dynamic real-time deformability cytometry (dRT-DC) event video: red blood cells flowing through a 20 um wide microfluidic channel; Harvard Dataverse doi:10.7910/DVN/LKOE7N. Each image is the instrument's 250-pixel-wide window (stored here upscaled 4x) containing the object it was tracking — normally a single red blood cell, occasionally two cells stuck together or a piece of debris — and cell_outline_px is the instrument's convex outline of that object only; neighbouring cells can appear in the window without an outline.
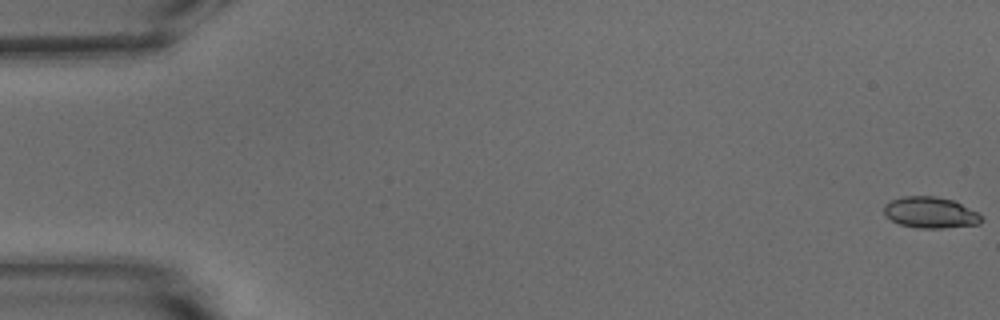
{"species": "common noctule bat (a hibernating species)", "species_latin": "Nyctalus noctula", "temperature_condition": "warm", "stored_images_in_passage": 56, "segment_of_instrument_passage": [1, 2], "camera_frame_rate_fps": 3000, "um_per_image_px": 0.085, "animal": {"sex": "male", "body_mass_g": 15.6}, "frame": {"image": 1, "passage_image": 1, "time_ms": 0.0, "image_size_px": [1000, 320], "cell_outline_px": [[984, 220], [980, 224], [940, 228], [916, 228], [900, 224], [884, 216], [884, 204], [892, 200], [904, 196], [936, 196], [952, 200], [976, 212]], "centroid_in_image_um": [79.05, 18.07], "position_along_channel_um": 6.0, "area_um2": 17.57}}
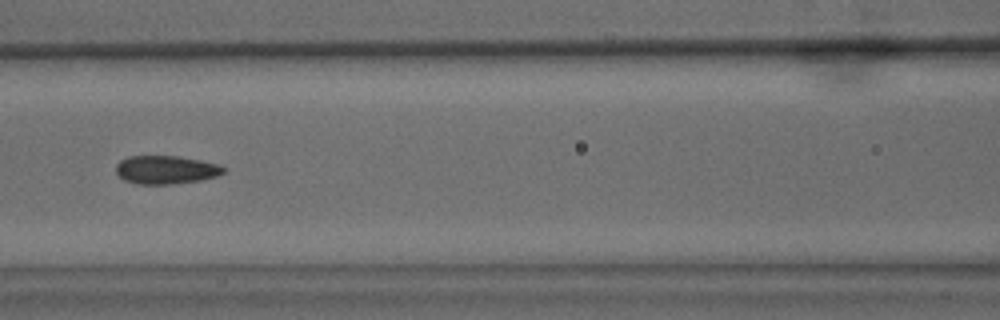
{"frame": {"image": 2, "passage_image": 25, "time_ms": 8.0, "image_size_px": [1000, 320], "cell_outline_px": [[224, 172], [216, 176], [200, 180], [172, 184], [140, 184], [124, 180], [116, 172], [116, 164], [120, 160], [128, 156], [180, 156], [220, 164], [224, 168]], "centroid_in_image_um": [14.09, 14.42], "position_along_channel_um": 152.5, "area_um2": 17.74}}
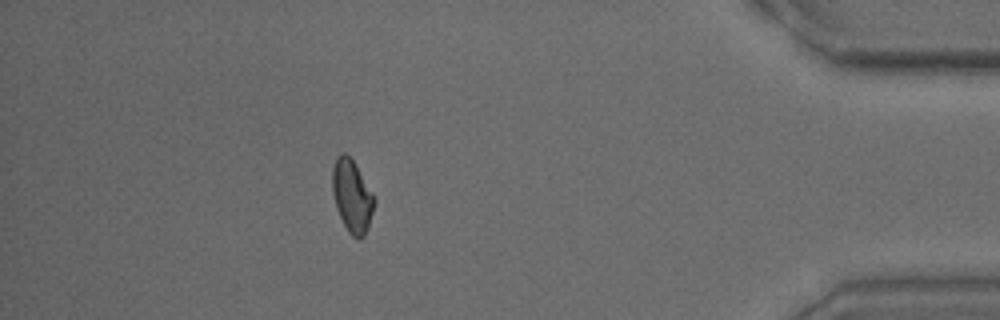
{"frame": {"image": 3, "passage_image": 49, "time_ms": 16.0, "image_size_px": [1000, 320], "cell_outline_px": [[376, 200], [364, 236], [360, 240], [356, 240], [348, 232], [336, 208], [332, 192], [332, 168], [336, 156], [340, 152], [344, 152], [356, 164], [372, 192]], "centroid_in_image_um": [29.9, 16.65], "position_along_channel_um": 405.3, "area_um2": 17.74}}